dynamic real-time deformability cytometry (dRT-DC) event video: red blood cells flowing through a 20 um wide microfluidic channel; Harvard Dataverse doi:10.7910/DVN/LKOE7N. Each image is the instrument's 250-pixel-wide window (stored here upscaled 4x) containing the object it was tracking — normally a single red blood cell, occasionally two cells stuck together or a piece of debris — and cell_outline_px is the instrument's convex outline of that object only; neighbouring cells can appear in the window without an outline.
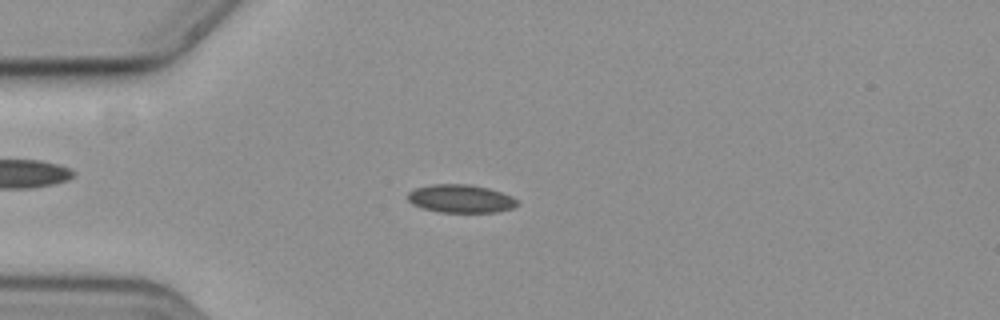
{"species": "common noctule bat (a hibernating species)", "species_latin": "Nyctalus noctula", "temperature_condition": "cold", "stored_images_in_passage": 57, "camera_frame_rate_fps": 3000, "um_per_image_px": 0.085, "animal": {"sex": "female", "body_mass_g": 19.3, "forearm_length_mm": 54.1}, "frame": {"image": 1, "passage_image": 14, "time_ms": 4.333, "image_size_px": [1000, 320], "cell_outline_px": [[520, 204], [512, 208], [500, 212], [440, 212], [420, 208], [412, 204], [408, 200], [408, 192], [416, 188], [436, 184], [468, 184], [488, 188], [512, 196], [520, 200]], "centroid_in_image_um": [39.19, 16.9], "position_along_channel_um": 45.8, "area_um2": 18.09}}
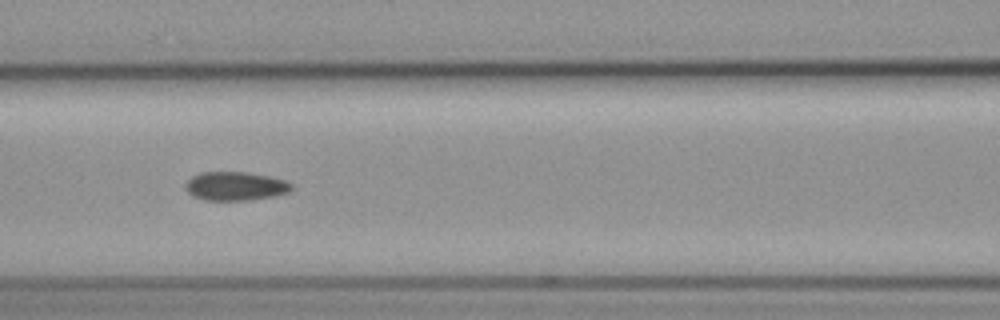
{"frame": {"image": 2, "passage_image": 24, "time_ms": 7.667, "image_size_px": [1000, 320], "cell_outline_px": [[292, 188], [288, 192], [272, 196], [248, 200], [204, 200], [188, 192], [188, 180], [192, 176], [200, 172], [244, 172], [268, 176], [284, 180], [292, 184]], "centroid_in_image_um": [20.03, 15.81], "position_along_channel_um": 146.6, "area_um2": 17.34}}
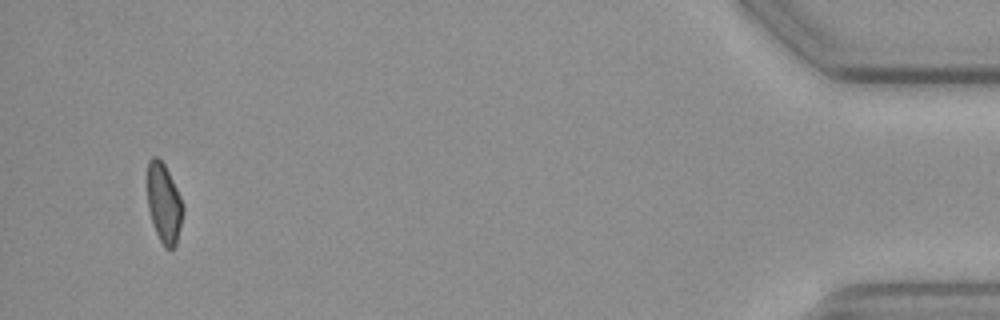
{"frame": {"image": 3, "passage_image": 54, "time_ms": 17.667, "image_size_px": [1000, 320], "cell_outline_px": [[184, 212], [176, 244], [172, 248], [164, 248], [156, 232], [148, 208], [148, 160], [152, 156], [156, 156], [164, 164], [184, 204]], "centroid_in_image_um": [13.95, 17.28], "position_along_channel_um": 421.3, "area_um2": 16.3}, "authors_computed_cell_mechanics": {"area_um2": 17.629, "velocity_mm_per_s": 3.5893, "shape_relaxation_time_tau1_ms": 9.892, "shape_relaxation_time_tau2_ms": 8.2759, "deformation_change_tau1": 0.125, "deformation_change_tau2": 0.1217}}